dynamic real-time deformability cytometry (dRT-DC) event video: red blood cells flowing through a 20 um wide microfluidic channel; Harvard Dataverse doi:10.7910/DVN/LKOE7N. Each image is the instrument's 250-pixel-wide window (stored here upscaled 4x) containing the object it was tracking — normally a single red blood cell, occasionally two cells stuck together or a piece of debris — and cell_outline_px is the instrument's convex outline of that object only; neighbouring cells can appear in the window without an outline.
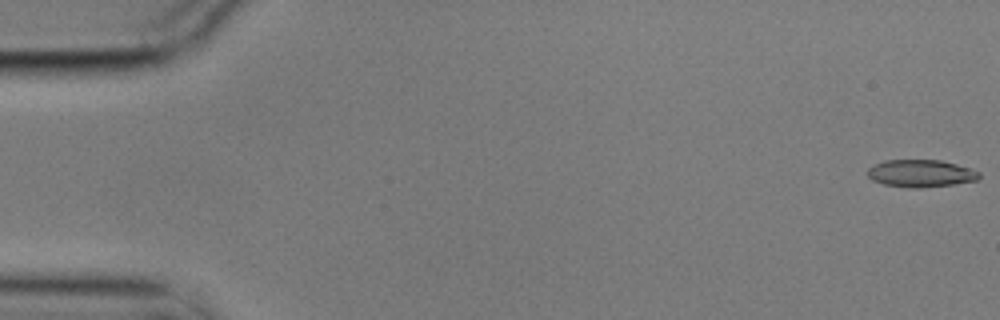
{"species": "common noctule bat (a hibernating species)", "species_latin": "Nyctalus noctula", "temperature_condition": "cold", "stored_images_in_passage": 6, "camera_frame_rate_fps": 3000, "um_per_image_px": 0.085, "animal": {"sex": "male", "body_mass_g": 17.9}, "frame": {"image": 1, "passage_image": 1, "time_ms": 0.0, "image_size_px": [1000, 320], "cell_outline_px": [[980, 176], [976, 180], [952, 184], [920, 188], [908, 188], [884, 184], [872, 180], [868, 176], [868, 168], [884, 160], [940, 160], [956, 164], [980, 172]], "centroid_in_image_um": [78.24, 14.74], "position_along_channel_um": 6.8, "area_um2": 17.63}}